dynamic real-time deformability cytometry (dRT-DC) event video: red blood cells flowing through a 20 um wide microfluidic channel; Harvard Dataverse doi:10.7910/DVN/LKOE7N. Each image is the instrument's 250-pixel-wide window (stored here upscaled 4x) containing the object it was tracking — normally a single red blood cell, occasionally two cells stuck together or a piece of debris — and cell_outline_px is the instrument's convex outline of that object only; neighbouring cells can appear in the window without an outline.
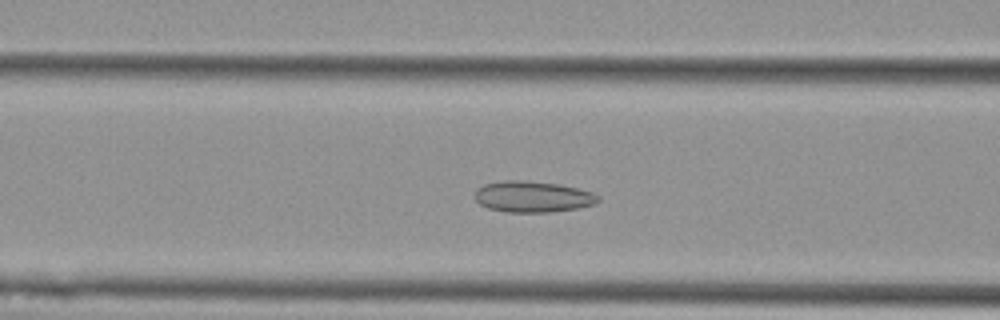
{"species": "Egyptian fruit bat (a non-hibernating species)", "species_latin": "Rousettus aegyptiacus", "temperature_condition": "cold", "stored_images_in_passage": 49, "camera_frame_rate_fps": 3000, "um_per_image_px": 0.085, "animal": {"sex": "female"}, "frame": {"image": 1, "passage_image": 17, "time_ms": 5.333, "image_size_px": [1000, 320], "cell_outline_px": [[600, 200], [596, 204], [580, 208], [548, 212], [508, 212], [488, 208], [480, 204], [472, 196], [476, 188], [484, 184], [504, 180], [524, 180], [560, 184], [592, 192], [600, 196]], "centroid_in_image_um": [45.27, 16.71], "position_along_channel_um": 121.3, "area_um2": 22.66}}
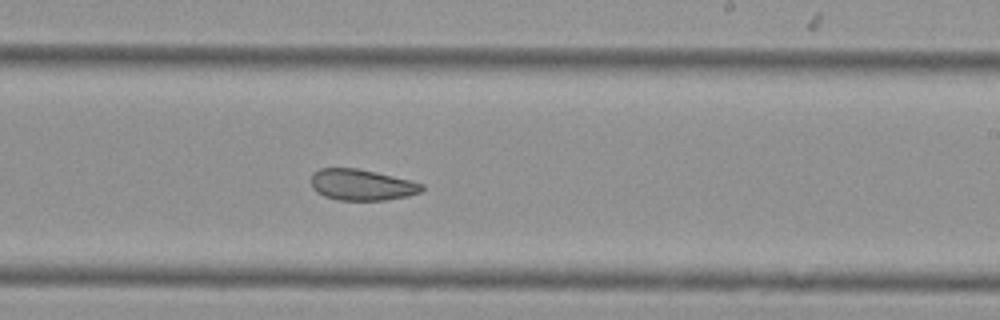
{"frame": {"image": 2, "passage_image": 28, "time_ms": 9.0, "image_size_px": [1000, 320], "cell_outline_px": [[424, 188], [420, 192], [408, 196], [384, 200], [340, 200], [324, 196], [316, 192], [312, 188], [312, 172], [320, 168], [356, 168], [376, 172], [424, 184]], "centroid_in_image_um": [30.72, 15.71], "position_along_channel_um": 258.3, "area_um2": 20.0}}
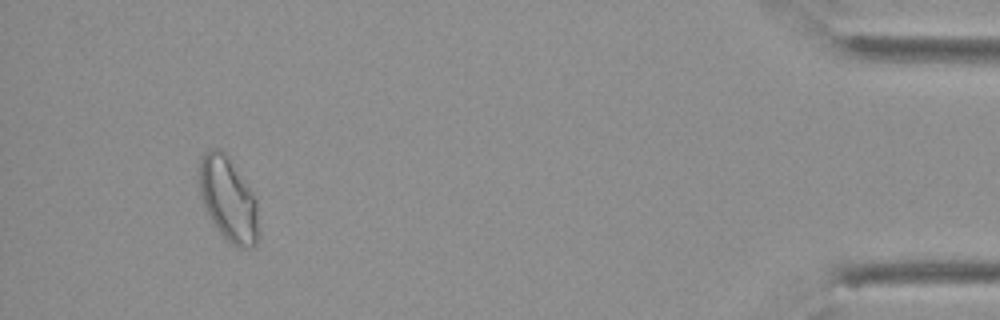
{"frame": {"image": 3, "passage_image": 46, "time_ms": 15.0, "image_size_px": [1000, 320], "cell_outline_px": [[260, 236], [256, 244], [252, 248], [240, 248], [232, 244], [212, 224], [200, 196], [200, 160], [204, 152], [208, 148], [220, 148], [228, 156], [248, 184], [256, 196], [260, 232]], "centroid_in_image_um": [19.44, 16.95], "position_along_channel_um": 415.8, "area_um2": 29.59}, "authors_computed_cell_mechanics": {"area_um2": 24.1026, "velocity_mm_per_s": 3.745, "shape_relaxation_time_tau1_ms": null, "shape_relaxation_time_tau2_ms": 3.6333, "deformation_change_tau1": null, "deformation_change_tau2": 0.0822}}